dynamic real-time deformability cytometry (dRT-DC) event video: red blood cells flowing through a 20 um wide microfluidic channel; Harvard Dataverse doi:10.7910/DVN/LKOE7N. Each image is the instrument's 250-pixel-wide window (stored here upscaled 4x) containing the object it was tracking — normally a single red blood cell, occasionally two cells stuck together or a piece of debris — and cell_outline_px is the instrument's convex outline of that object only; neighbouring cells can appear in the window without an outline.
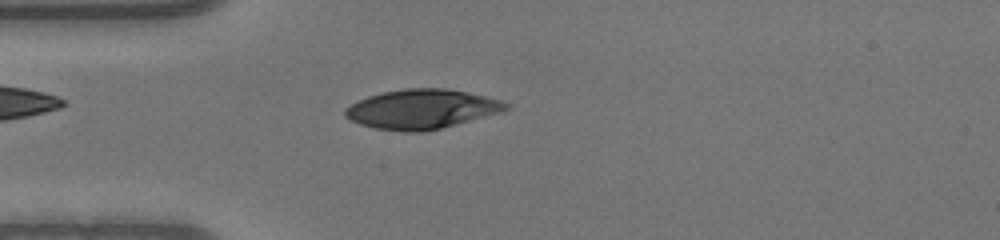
{"species": "human", "species_latin": "Homo sapiens", "temperature_condition": "warm", "stored_images_in_passage": 40, "camera_frame_rate_fps": 3000, "um_per_image_px": 0.085, "donor": {"sex": "male"}, "frame": {"image": 1, "passage_image": 4, "time_ms": 1.0, "image_size_px": [1000, 240], "cell_outline_px": [[504, 108], [492, 112], [452, 124], [436, 128], [380, 128], [364, 124], [352, 120], [344, 112], [352, 104], [360, 100], [384, 92], [412, 88], [440, 88], [464, 92], [480, 96], [504, 104]], "centroid_in_image_um": [35.71, 9.21], "position_along_channel_um": 49.3, "area_um2": 33.23}}
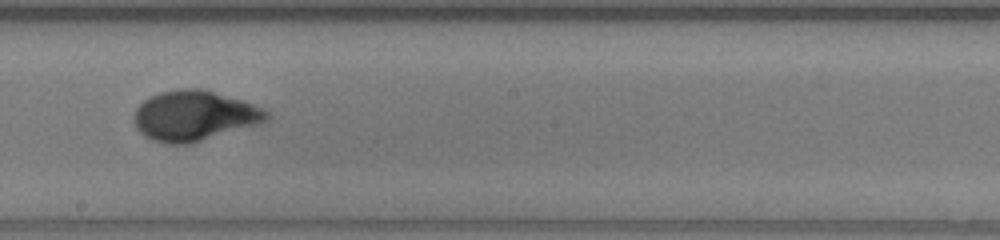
{"frame": {"image": 2, "passage_image": 18, "time_ms": 5.667, "image_size_px": [1000, 240], "cell_outline_px": [[264, 116], [260, 120], [196, 140], [160, 140], [148, 136], [136, 124], [136, 112], [140, 104], [152, 96], [164, 92], [208, 92], [236, 100], [248, 104], [264, 112]], "centroid_in_image_um": [16.37, 9.81], "position_along_channel_um": 231.8, "area_um2": 33.23}}
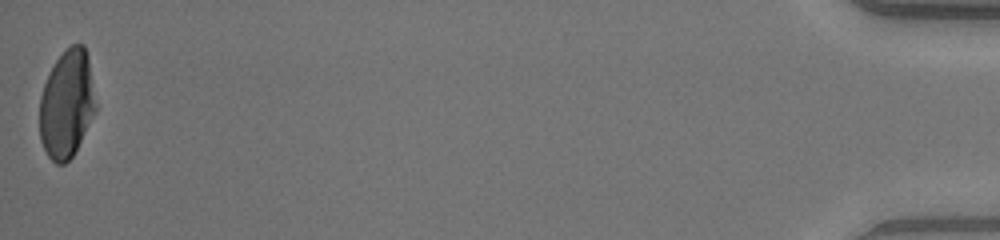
{"frame": {"image": 3, "passage_image": 40, "time_ms": 13.0, "image_size_px": [1000, 240], "cell_outline_px": [[92, 108], [80, 140], [72, 156], [64, 164], [56, 164], [48, 156], [44, 148], [40, 136], [40, 100], [44, 84], [56, 60], [72, 44], [84, 44], [88, 60]], "centroid_in_image_um": [5.58, 8.86], "position_along_channel_um": 429.6, "area_um2": 33.12}}